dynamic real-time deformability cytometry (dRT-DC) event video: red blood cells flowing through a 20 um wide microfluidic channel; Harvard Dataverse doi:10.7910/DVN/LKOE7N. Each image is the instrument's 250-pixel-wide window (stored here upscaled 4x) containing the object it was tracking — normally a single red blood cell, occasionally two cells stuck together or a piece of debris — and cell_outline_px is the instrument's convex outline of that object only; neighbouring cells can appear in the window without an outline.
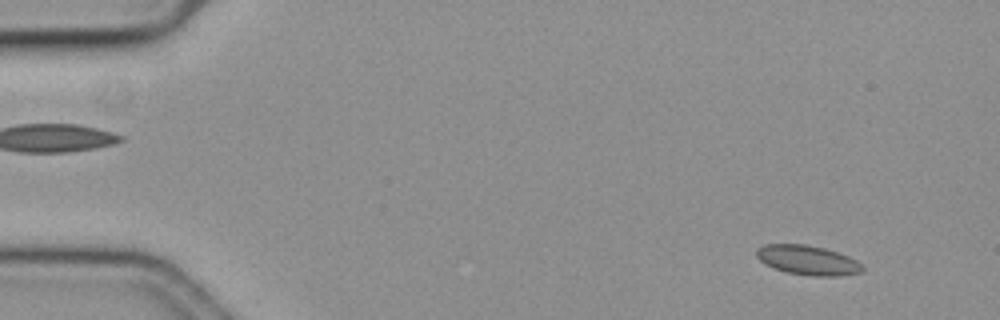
{"species": "common noctule bat (a hibernating species)", "species_latin": "Nyctalus noctula", "temperature_condition": "cold", "stored_images_in_passage": 58, "camera_frame_rate_fps": 3000, "um_per_image_px": 0.085, "animal": {"sex": "female", "body_mass_g": 19.3, "forearm_length_mm": 54.1}, "frame": {"image": 1, "passage_image": 5, "time_ms": 1.333, "image_size_px": [1000, 320], "cell_outline_px": [[864, 272], [840, 276], [812, 276], [784, 272], [772, 268], [764, 264], [756, 256], [756, 248], [764, 244], [804, 244], [824, 248], [848, 256], [864, 264]], "centroid_in_image_um": [68.65, 22.12], "position_along_channel_um": 16.3, "area_um2": 18.55}}
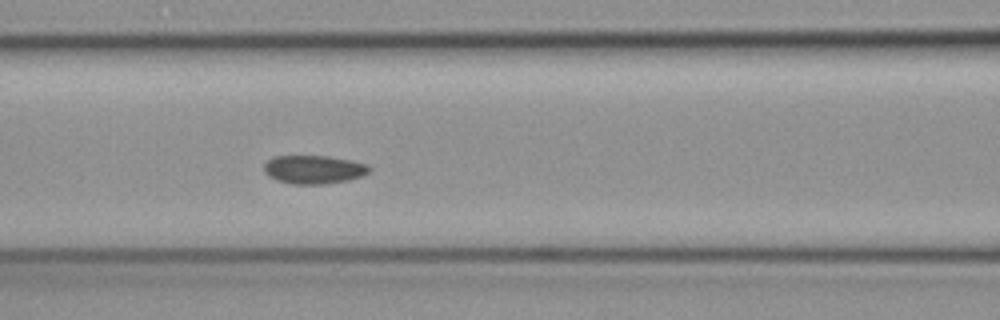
{"frame": {"image": 2, "passage_image": 25, "time_ms": 8.0, "image_size_px": [1000, 320], "cell_outline_px": [[372, 168], [368, 172], [360, 176], [348, 180], [324, 184], [292, 184], [276, 180], [268, 176], [264, 172], [264, 164], [272, 156], [328, 156], [352, 160], [368, 164]], "centroid_in_image_um": [26.66, 14.4], "position_along_channel_um": 139.9, "area_um2": 17.57}}
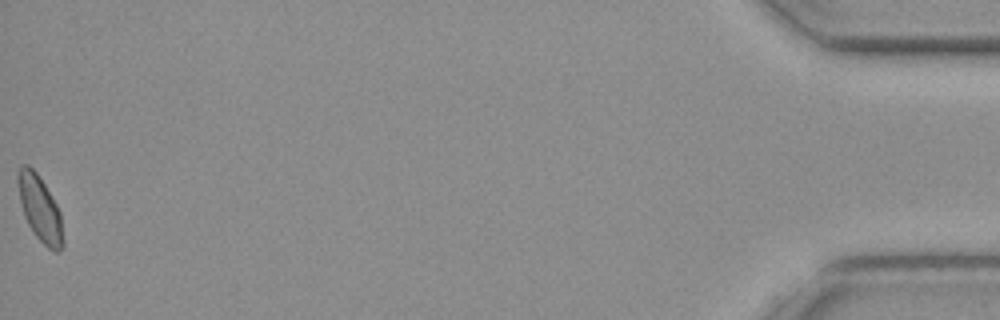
{"frame": {"image": 3, "passage_image": 58, "time_ms": 19.0, "image_size_px": [1000, 320], "cell_outline_px": [[64, 244], [56, 252], [48, 248], [32, 232], [24, 216], [20, 200], [16, 180], [16, 176], [20, 168], [24, 164], [28, 164], [36, 172], [44, 184], [56, 204], [60, 212], [64, 240]], "centroid_in_image_um": [3.38, 17.73], "position_along_channel_um": 431.8, "area_um2": 17.11}, "authors_computed_cell_mechanics": {"area_um2": 17.5712, "velocity_mm_per_s": 3.6078, "shape_relaxation_time_tau1_ms": null, "shape_relaxation_time_tau2_ms": 6.4257, "deformation_change_tau1": null, "deformation_change_tau2": 0.0511}}